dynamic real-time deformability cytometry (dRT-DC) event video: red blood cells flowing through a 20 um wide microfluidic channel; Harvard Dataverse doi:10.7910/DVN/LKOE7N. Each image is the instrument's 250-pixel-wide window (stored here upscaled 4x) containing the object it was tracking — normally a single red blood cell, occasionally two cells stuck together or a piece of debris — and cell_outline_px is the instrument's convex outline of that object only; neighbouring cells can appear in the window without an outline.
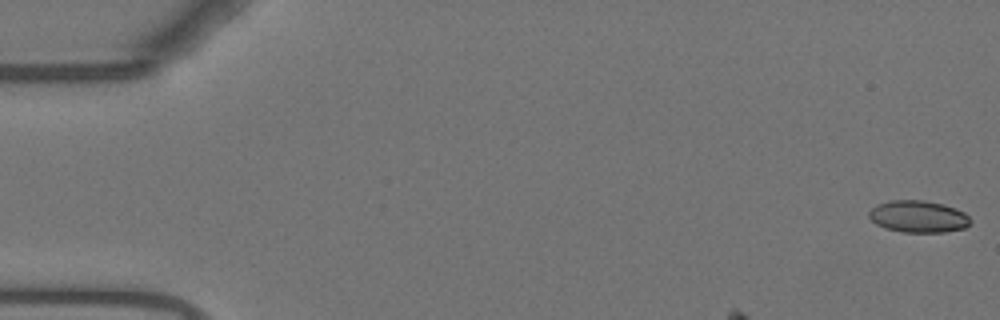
{"species": "Egyptian fruit bat (a non-hibernating species)", "species_latin": "Rousettus aegyptiacus", "temperature_condition": "warm", "stored_images_in_passage": 11, "camera_frame_rate_fps": 3000, "um_per_image_px": 0.085, "animal": {"sex": "female"}, "frame": {"image": 1, "passage_image": 1, "time_ms": 0.0, "image_size_px": [1000, 320], "cell_outline_px": [[972, 220], [964, 228], [944, 232], [904, 232], [884, 228], [876, 224], [868, 216], [868, 212], [876, 204], [888, 200], [924, 200], [944, 204], [956, 208], [964, 212]], "centroid_in_image_um": [78.04, 18.39], "position_along_channel_um": 7.0, "area_um2": 19.02}}